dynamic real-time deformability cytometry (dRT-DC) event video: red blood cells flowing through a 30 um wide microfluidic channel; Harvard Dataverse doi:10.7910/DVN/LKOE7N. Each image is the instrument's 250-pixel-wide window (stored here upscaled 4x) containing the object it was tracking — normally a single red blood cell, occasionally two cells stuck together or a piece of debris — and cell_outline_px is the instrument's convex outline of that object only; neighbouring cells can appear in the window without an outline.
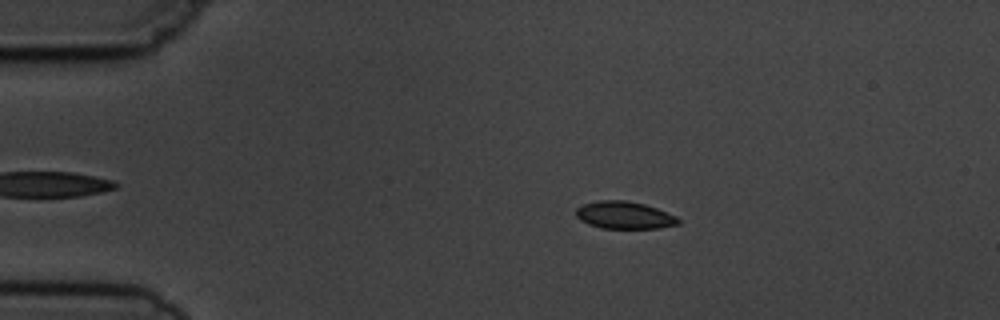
{"species": "common noctule bat (a hibernating species)", "species_latin": "Nyctalus noctula", "temperature_condition": "cold", "stored_images_in_passage": 4, "camera_frame_rate_fps": 3000, "um_per_image_px": 0.085, "animal": {"sex": "male", "body_mass_g": 19.5, "forearm_length_mm": 54.6}, "frame": {"image": 1, "passage_image": 2, "time_ms": 1.333, "image_size_px": [1000, 320], "cell_outline_px": [[680, 224], [660, 228], [600, 228], [588, 224], [580, 220], [576, 216], [576, 208], [584, 204], [596, 200], [624, 200], [644, 204], [656, 208], [676, 216], [680, 220]], "centroid_in_image_um": [53.06, 18.29], "position_along_channel_um": 31.9, "area_um2": 16.36}}
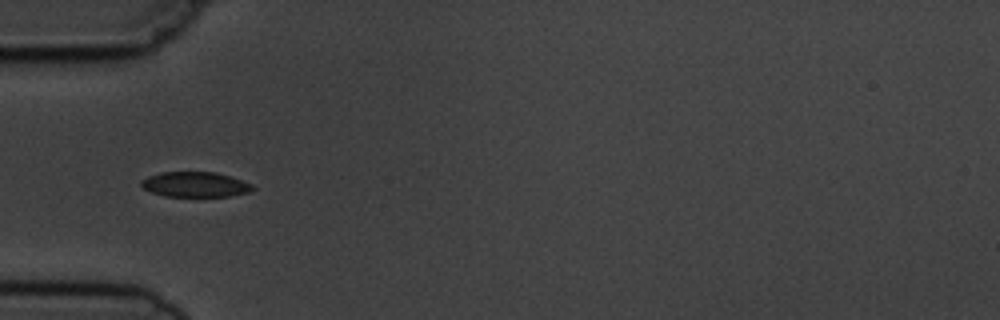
{"frame": {"image": 2, "passage_image": 4, "time_ms": 3.667, "image_size_px": [1000, 320], "cell_outline_px": [[256, 188], [248, 192], [228, 196], [164, 196], [152, 192], [144, 188], [140, 184], [140, 180], [148, 176], [160, 172], [216, 172], [252, 184]], "centroid_in_image_um": [16.56, 15.67], "position_along_channel_um": 68.4, "area_um2": 16.18}}